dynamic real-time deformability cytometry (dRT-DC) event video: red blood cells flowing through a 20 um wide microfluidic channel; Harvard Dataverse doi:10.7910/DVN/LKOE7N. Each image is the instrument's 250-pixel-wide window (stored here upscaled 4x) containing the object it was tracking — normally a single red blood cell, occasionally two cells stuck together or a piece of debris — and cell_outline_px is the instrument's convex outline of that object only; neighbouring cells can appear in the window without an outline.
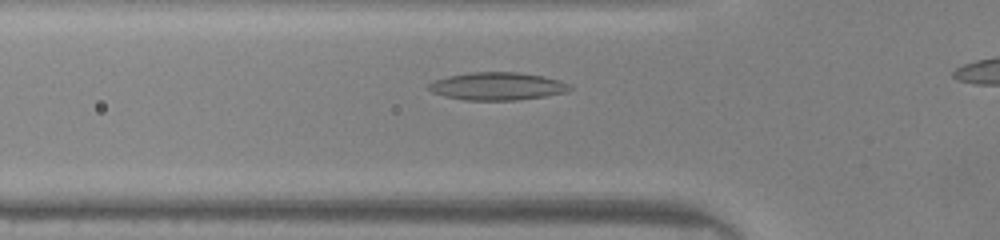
{"species": "common noctule bat (a hibernating species)", "species_latin": "Nyctalus noctula", "temperature_condition": "warm", "stored_images_in_passage": 32, "camera_frame_rate_fps": 3000, "um_per_image_px": 0.085, "animal": {"sex": "male", "body_mass_g": 20.0, "forearm_length_mm": 53.3}, "frame": {"image": 1, "passage_image": 9, "time_ms": 2.667, "image_size_px": [1000, 240], "cell_outline_px": [[572, 88], [568, 92], [544, 96], [516, 100], [464, 100], [444, 96], [432, 92], [428, 88], [428, 84], [432, 80], [448, 76], [468, 72], [516, 72], [544, 76], [560, 80], [568, 84]], "centroid_in_image_um": [42.25, 7.32], "position_along_channel_um": 83.5, "area_um2": 22.95}}
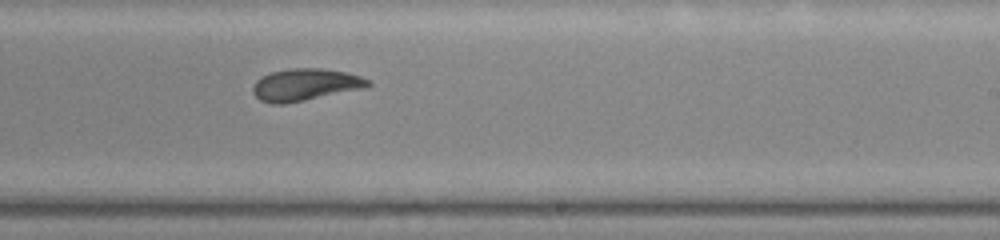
{"frame": {"image": 2, "passage_image": 22, "time_ms": 7.0, "image_size_px": [1000, 240], "cell_outline_px": [[372, 84], [364, 88], [284, 104], [272, 104], [260, 100], [252, 92], [252, 88], [256, 80], [272, 72], [288, 68], [320, 68], [344, 72], [360, 76], [372, 80]], "centroid_in_image_um": [25.95, 7.2], "position_along_channel_um": 263.1, "area_um2": 21.39}}
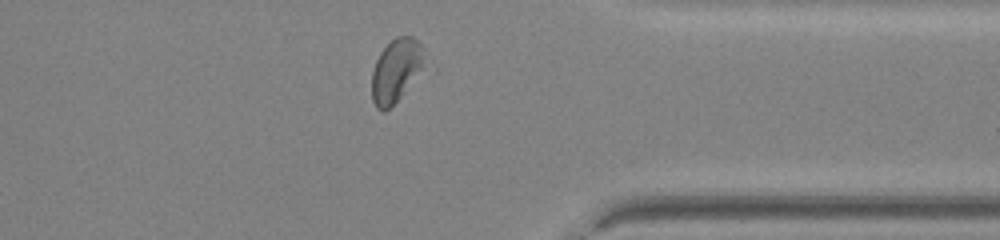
{"frame": {"image": 3, "passage_image": 31, "time_ms": 10.0, "image_size_px": [1000, 240], "cell_outline_px": [[436, 72], [384, 112], [380, 112], [376, 108], [372, 100], [372, 72], [376, 60], [380, 52], [396, 36], [412, 36], [420, 40], [436, 64]], "centroid_in_image_um": [34.0, 6.02], "position_along_channel_um": 377.4, "area_um2": 23.0}}